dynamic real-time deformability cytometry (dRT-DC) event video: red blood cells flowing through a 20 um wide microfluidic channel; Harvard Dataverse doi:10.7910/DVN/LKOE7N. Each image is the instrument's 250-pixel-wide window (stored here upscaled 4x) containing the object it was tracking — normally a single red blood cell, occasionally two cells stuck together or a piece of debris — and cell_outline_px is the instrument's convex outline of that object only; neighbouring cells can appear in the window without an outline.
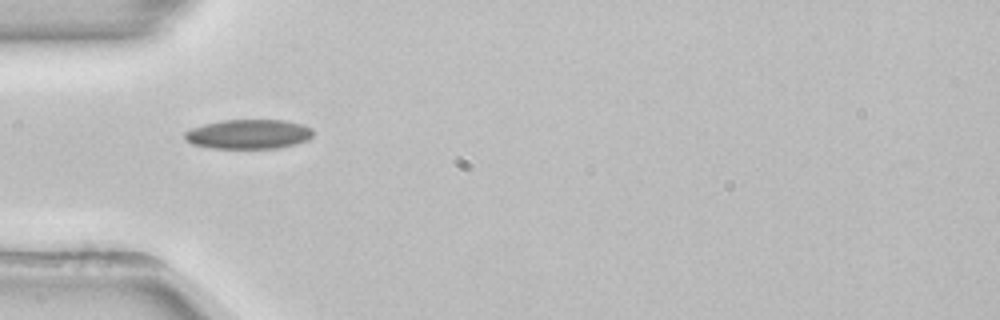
{"species": "common noctule bat (a hibernating species)", "species_latin": "Nyctalus noctula", "temperature_condition": "room temperature", "stored_images_in_passage": 37, "camera_frame_rate_fps": 3000, "um_per_image_px": 0.085, "animal": {"sex": "female", "body_mass_g": 22.7, "forearm_length_mm": 54.2}, "frame": {"image": 1, "passage_image": 1, "time_ms": 0.0, "image_size_px": [1000, 320], "cell_outline_px": [[312, 136], [308, 140], [296, 144], [276, 148], [212, 148], [192, 144], [184, 140], [184, 132], [192, 128], [204, 124], [224, 120], [284, 120], [304, 124], [312, 128]], "centroid_in_image_um": [21.13, 11.4], "position_along_channel_um": 63.9, "area_um2": 22.14}}
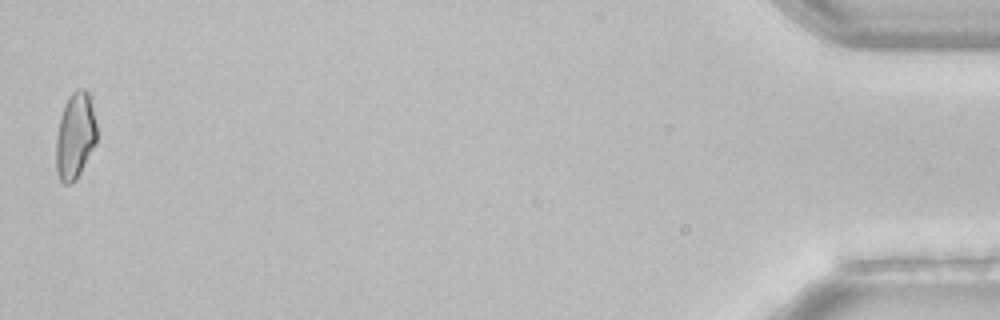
{"frame": {"image": 2, "passage_image": 37, "time_ms": 12.0, "image_size_px": [1000, 320], "cell_outline_px": [[96, 144], [76, 180], [72, 184], [64, 184], [60, 180], [56, 172], [56, 136], [64, 104], [68, 96], [76, 88], [84, 88], [88, 92], [96, 124]], "centroid_in_image_um": [6.38, 11.56], "position_along_channel_um": 428.8, "area_um2": 20.58}}